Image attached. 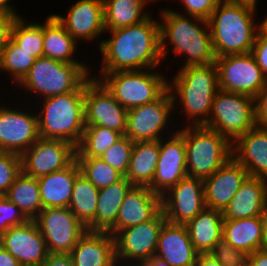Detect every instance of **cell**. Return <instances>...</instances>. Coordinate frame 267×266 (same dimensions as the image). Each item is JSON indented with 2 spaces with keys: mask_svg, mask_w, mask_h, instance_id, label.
<instances>
[{
  "mask_svg": "<svg viewBox=\"0 0 267 266\" xmlns=\"http://www.w3.org/2000/svg\"><path fill=\"white\" fill-rule=\"evenodd\" d=\"M159 22L150 15L138 24L106 30L111 37L103 39L99 48V72L158 68L163 63Z\"/></svg>",
  "mask_w": 267,
  "mask_h": 266,
  "instance_id": "1",
  "label": "cell"
},
{
  "mask_svg": "<svg viewBox=\"0 0 267 266\" xmlns=\"http://www.w3.org/2000/svg\"><path fill=\"white\" fill-rule=\"evenodd\" d=\"M159 17L163 60L173 51L178 56H185L183 67L209 65L215 62L207 20L183 15L171 8H163Z\"/></svg>",
  "mask_w": 267,
  "mask_h": 266,
  "instance_id": "2",
  "label": "cell"
},
{
  "mask_svg": "<svg viewBox=\"0 0 267 266\" xmlns=\"http://www.w3.org/2000/svg\"><path fill=\"white\" fill-rule=\"evenodd\" d=\"M179 69L171 77L172 80H168L173 107L184 112L188 121L185 126H204L208 121L214 96L219 91L216 64L180 66Z\"/></svg>",
  "mask_w": 267,
  "mask_h": 266,
  "instance_id": "3",
  "label": "cell"
},
{
  "mask_svg": "<svg viewBox=\"0 0 267 266\" xmlns=\"http://www.w3.org/2000/svg\"><path fill=\"white\" fill-rule=\"evenodd\" d=\"M257 6L246 2L222 1L208 23L215 57L252 51L259 30Z\"/></svg>",
  "mask_w": 267,
  "mask_h": 266,
  "instance_id": "4",
  "label": "cell"
},
{
  "mask_svg": "<svg viewBox=\"0 0 267 266\" xmlns=\"http://www.w3.org/2000/svg\"><path fill=\"white\" fill-rule=\"evenodd\" d=\"M84 94L85 82L76 91L40 99L42 108L36 111L39 136L77 147L85 129Z\"/></svg>",
  "mask_w": 267,
  "mask_h": 266,
  "instance_id": "5",
  "label": "cell"
},
{
  "mask_svg": "<svg viewBox=\"0 0 267 266\" xmlns=\"http://www.w3.org/2000/svg\"><path fill=\"white\" fill-rule=\"evenodd\" d=\"M85 63H64L49 57H39L17 84L23 91L44 99L76 91L90 76L92 68ZM40 96V97H39Z\"/></svg>",
  "mask_w": 267,
  "mask_h": 266,
  "instance_id": "6",
  "label": "cell"
},
{
  "mask_svg": "<svg viewBox=\"0 0 267 266\" xmlns=\"http://www.w3.org/2000/svg\"><path fill=\"white\" fill-rule=\"evenodd\" d=\"M188 177L206 179L233 156L232 142L204 126H182Z\"/></svg>",
  "mask_w": 267,
  "mask_h": 266,
  "instance_id": "7",
  "label": "cell"
},
{
  "mask_svg": "<svg viewBox=\"0 0 267 266\" xmlns=\"http://www.w3.org/2000/svg\"><path fill=\"white\" fill-rule=\"evenodd\" d=\"M155 69L157 68L99 72L97 76L93 71L91 75L98 79L126 110H129L156 101L168 90V76Z\"/></svg>",
  "mask_w": 267,
  "mask_h": 266,
  "instance_id": "8",
  "label": "cell"
},
{
  "mask_svg": "<svg viewBox=\"0 0 267 266\" xmlns=\"http://www.w3.org/2000/svg\"><path fill=\"white\" fill-rule=\"evenodd\" d=\"M257 126L255 98L240 93L219 90L212 103L204 127L217 131L232 143Z\"/></svg>",
  "mask_w": 267,
  "mask_h": 266,
  "instance_id": "9",
  "label": "cell"
},
{
  "mask_svg": "<svg viewBox=\"0 0 267 266\" xmlns=\"http://www.w3.org/2000/svg\"><path fill=\"white\" fill-rule=\"evenodd\" d=\"M173 110V99L169 90L152 103L127 110V130L125 136L133 142H137L157 141L166 137V135L174 134L177 128L172 127L170 123L172 120L170 116L176 114L174 113L175 110ZM168 128L171 129L170 132Z\"/></svg>",
  "mask_w": 267,
  "mask_h": 266,
  "instance_id": "10",
  "label": "cell"
},
{
  "mask_svg": "<svg viewBox=\"0 0 267 266\" xmlns=\"http://www.w3.org/2000/svg\"><path fill=\"white\" fill-rule=\"evenodd\" d=\"M219 90L255 98L265 87L267 78L251 52L216 57Z\"/></svg>",
  "mask_w": 267,
  "mask_h": 266,
  "instance_id": "11",
  "label": "cell"
},
{
  "mask_svg": "<svg viewBox=\"0 0 267 266\" xmlns=\"http://www.w3.org/2000/svg\"><path fill=\"white\" fill-rule=\"evenodd\" d=\"M166 222L161 210L152 220L120 230L115 236V258L142 266L156 254L160 231Z\"/></svg>",
  "mask_w": 267,
  "mask_h": 266,
  "instance_id": "12",
  "label": "cell"
},
{
  "mask_svg": "<svg viewBox=\"0 0 267 266\" xmlns=\"http://www.w3.org/2000/svg\"><path fill=\"white\" fill-rule=\"evenodd\" d=\"M33 220L43 235L48 253L69 254L88 231L68 207L43 208Z\"/></svg>",
  "mask_w": 267,
  "mask_h": 266,
  "instance_id": "13",
  "label": "cell"
},
{
  "mask_svg": "<svg viewBox=\"0 0 267 266\" xmlns=\"http://www.w3.org/2000/svg\"><path fill=\"white\" fill-rule=\"evenodd\" d=\"M85 126H102L125 135L127 110L91 75L85 81Z\"/></svg>",
  "mask_w": 267,
  "mask_h": 266,
  "instance_id": "14",
  "label": "cell"
},
{
  "mask_svg": "<svg viewBox=\"0 0 267 266\" xmlns=\"http://www.w3.org/2000/svg\"><path fill=\"white\" fill-rule=\"evenodd\" d=\"M14 108L0 103V152L21 156L40 138L38 116L31 108Z\"/></svg>",
  "mask_w": 267,
  "mask_h": 266,
  "instance_id": "15",
  "label": "cell"
},
{
  "mask_svg": "<svg viewBox=\"0 0 267 266\" xmlns=\"http://www.w3.org/2000/svg\"><path fill=\"white\" fill-rule=\"evenodd\" d=\"M76 155V147L59 139L39 138L21 155L22 173L39 178L69 166Z\"/></svg>",
  "mask_w": 267,
  "mask_h": 266,
  "instance_id": "16",
  "label": "cell"
},
{
  "mask_svg": "<svg viewBox=\"0 0 267 266\" xmlns=\"http://www.w3.org/2000/svg\"><path fill=\"white\" fill-rule=\"evenodd\" d=\"M203 179L186 177L161 196V209L166 221L186 224L204 208Z\"/></svg>",
  "mask_w": 267,
  "mask_h": 266,
  "instance_id": "17",
  "label": "cell"
},
{
  "mask_svg": "<svg viewBox=\"0 0 267 266\" xmlns=\"http://www.w3.org/2000/svg\"><path fill=\"white\" fill-rule=\"evenodd\" d=\"M187 176L185 141L176 130L174 134L159 140V159L156 172L148 187L155 194L162 196Z\"/></svg>",
  "mask_w": 267,
  "mask_h": 266,
  "instance_id": "18",
  "label": "cell"
},
{
  "mask_svg": "<svg viewBox=\"0 0 267 266\" xmlns=\"http://www.w3.org/2000/svg\"><path fill=\"white\" fill-rule=\"evenodd\" d=\"M52 14L77 42L84 40L88 43L97 39L100 48L103 38L99 37L106 32L103 0H78L71 5L67 16Z\"/></svg>",
  "mask_w": 267,
  "mask_h": 266,
  "instance_id": "19",
  "label": "cell"
},
{
  "mask_svg": "<svg viewBox=\"0 0 267 266\" xmlns=\"http://www.w3.org/2000/svg\"><path fill=\"white\" fill-rule=\"evenodd\" d=\"M0 245L21 266H41L49 254L43 235L34 220L9 228L0 237Z\"/></svg>",
  "mask_w": 267,
  "mask_h": 266,
  "instance_id": "20",
  "label": "cell"
},
{
  "mask_svg": "<svg viewBox=\"0 0 267 266\" xmlns=\"http://www.w3.org/2000/svg\"><path fill=\"white\" fill-rule=\"evenodd\" d=\"M248 176L247 170L232 156L203 180L206 207L223 211Z\"/></svg>",
  "mask_w": 267,
  "mask_h": 266,
  "instance_id": "21",
  "label": "cell"
},
{
  "mask_svg": "<svg viewBox=\"0 0 267 266\" xmlns=\"http://www.w3.org/2000/svg\"><path fill=\"white\" fill-rule=\"evenodd\" d=\"M161 210V196L148 186H133L121 204L115 225L108 232L114 237L120 230L152 220Z\"/></svg>",
  "mask_w": 267,
  "mask_h": 266,
  "instance_id": "22",
  "label": "cell"
},
{
  "mask_svg": "<svg viewBox=\"0 0 267 266\" xmlns=\"http://www.w3.org/2000/svg\"><path fill=\"white\" fill-rule=\"evenodd\" d=\"M198 254L185 224L164 223L157 242L156 257L170 266H194Z\"/></svg>",
  "mask_w": 267,
  "mask_h": 266,
  "instance_id": "23",
  "label": "cell"
},
{
  "mask_svg": "<svg viewBox=\"0 0 267 266\" xmlns=\"http://www.w3.org/2000/svg\"><path fill=\"white\" fill-rule=\"evenodd\" d=\"M267 207V179L248 176L222 211L224 220L262 216Z\"/></svg>",
  "mask_w": 267,
  "mask_h": 266,
  "instance_id": "24",
  "label": "cell"
},
{
  "mask_svg": "<svg viewBox=\"0 0 267 266\" xmlns=\"http://www.w3.org/2000/svg\"><path fill=\"white\" fill-rule=\"evenodd\" d=\"M233 157L251 177L267 179V128L255 126L233 143Z\"/></svg>",
  "mask_w": 267,
  "mask_h": 266,
  "instance_id": "25",
  "label": "cell"
},
{
  "mask_svg": "<svg viewBox=\"0 0 267 266\" xmlns=\"http://www.w3.org/2000/svg\"><path fill=\"white\" fill-rule=\"evenodd\" d=\"M69 255L73 266H111L116 262L114 237L109 232L87 231Z\"/></svg>",
  "mask_w": 267,
  "mask_h": 266,
  "instance_id": "26",
  "label": "cell"
},
{
  "mask_svg": "<svg viewBox=\"0 0 267 266\" xmlns=\"http://www.w3.org/2000/svg\"><path fill=\"white\" fill-rule=\"evenodd\" d=\"M81 174L74 160L65 169L37 178L43 208L68 207L76 178Z\"/></svg>",
  "mask_w": 267,
  "mask_h": 266,
  "instance_id": "27",
  "label": "cell"
},
{
  "mask_svg": "<svg viewBox=\"0 0 267 266\" xmlns=\"http://www.w3.org/2000/svg\"><path fill=\"white\" fill-rule=\"evenodd\" d=\"M222 211L205 207L185 226L192 244L199 254L209 253L223 234Z\"/></svg>",
  "mask_w": 267,
  "mask_h": 266,
  "instance_id": "28",
  "label": "cell"
},
{
  "mask_svg": "<svg viewBox=\"0 0 267 266\" xmlns=\"http://www.w3.org/2000/svg\"><path fill=\"white\" fill-rule=\"evenodd\" d=\"M43 56L64 63H84L74 56L78 42L53 14L44 21Z\"/></svg>",
  "mask_w": 267,
  "mask_h": 266,
  "instance_id": "29",
  "label": "cell"
},
{
  "mask_svg": "<svg viewBox=\"0 0 267 266\" xmlns=\"http://www.w3.org/2000/svg\"><path fill=\"white\" fill-rule=\"evenodd\" d=\"M222 237L231 246L246 255L262 249L263 224L261 216L223 220Z\"/></svg>",
  "mask_w": 267,
  "mask_h": 266,
  "instance_id": "30",
  "label": "cell"
},
{
  "mask_svg": "<svg viewBox=\"0 0 267 266\" xmlns=\"http://www.w3.org/2000/svg\"><path fill=\"white\" fill-rule=\"evenodd\" d=\"M158 159L159 140L134 142L125 177L134 186H149L154 178Z\"/></svg>",
  "mask_w": 267,
  "mask_h": 266,
  "instance_id": "31",
  "label": "cell"
},
{
  "mask_svg": "<svg viewBox=\"0 0 267 266\" xmlns=\"http://www.w3.org/2000/svg\"><path fill=\"white\" fill-rule=\"evenodd\" d=\"M133 186L126 177H123L118 182L99 190L95 231L108 232L115 225L121 204Z\"/></svg>",
  "mask_w": 267,
  "mask_h": 266,
  "instance_id": "32",
  "label": "cell"
},
{
  "mask_svg": "<svg viewBox=\"0 0 267 266\" xmlns=\"http://www.w3.org/2000/svg\"><path fill=\"white\" fill-rule=\"evenodd\" d=\"M155 0H103L106 30L128 27L146 20L152 13L145 8Z\"/></svg>",
  "mask_w": 267,
  "mask_h": 266,
  "instance_id": "33",
  "label": "cell"
},
{
  "mask_svg": "<svg viewBox=\"0 0 267 266\" xmlns=\"http://www.w3.org/2000/svg\"><path fill=\"white\" fill-rule=\"evenodd\" d=\"M98 193L99 189L82 174L76 178L68 208L88 231H95Z\"/></svg>",
  "mask_w": 267,
  "mask_h": 266,
  "instance_id": "34",
  "label": "cell"
},
{
  "mask_svg": "<svg viewBox=\"0 0 267 266\" xmlns=\"http://www.w3.org/2000/svg\"><path fill=\"white\" fill-rule=\"evenodd\" d=\"M5 197L29 220H33L43 209L37 178L26 176L22 172L10 186Z\"/></svg>",
  "mask_w": 267,
  "mask_h": 266,
  "instance_id": "35",
  "label": "cell"
},
{
  "mask_svg": "<svg viewBox=\"0 0 267 266\" xmlns=\"http://www.w3.org/2000/svg\"><path fill=\"white\" fill-rule=\"evenodd\" d=\"M123 135L102 126H85L82 139L76 147L75 157H97L117 142Z\"/></svg>",
  "mask_w": 267,
  "mask_h": 266,
  "instance_id": "36",
  "label": "cell"
},
{
  "mask_svg": "<svg viewBox=\"0 0 267 266\" xmlns=\"http://www.w3.org/2000/svg\"><path fill=\"white\" fill-rule=\"evenodd\" d=\"M20 16L16 17L10 32V38L34 58L43 56L44 23L31 22Z\"/></svg>",
  "mask_w": 267,
  "mask_h": 266,
  "instance_id": "37",
  "label": "cell"
},
{
  "mask_svg": "<svg viewBox=\"0 0 267 266\" xmlns=\"http://www.w3.org/2000/svg\"><path fill=\"white\" fill-rule=\"evenodd\" d=\"M34 58L30 52L21 49L11 38L0 54V70L9 73L10 78L17 85L28 73L34 64Z\"/></svg>",
  "mask_w": 267,
  "mask_h": 266,
  "instance_id": "38",
  "label": "cell"
},
{
  "mask_svg": "<svg viewBox=\"0 0 267 266\" xmlns=\"http://www.w3.org/2000/svg\"><path fill=\"white\" fill-rule=\"evenodd\" d=\"M81 174L96 188L103 189L118 182L124 176L97 157H75Z\"/></svg>",
  "mask_w": 267,
  "mask_h": 266,
  "instance_id": "39",
  "label": "cell"
},
{
  "mask_svg": "<svg viewBox=\"0 0 267 266\" xmlns=\"http://www.w3.org/2000/svg\"><path fill=\"white\" fill-rule=\"evenodd\" d=\"M133 146L134 142L123 135L103 153L100 159L125 177L129 168Z\"/></svg>",
  "mask_w": 267,
  "mask_h": 266,
  "instance_id": "40",
  "label": "cell"
},
{
  "mask_svg": "<svg viewBox=\"0 0 267 266\" xmlns=\"http://www.w3.org/2000/svg\"><path fill=\"white\" fill-rule=\"evenodd\" d=\"M21 172L20 155L0 152V196H5L8 189Z\"/></svg>",
  "mask_w": 267,
  "mask_h": 266,
  "instance_id": "41",
  "label": "cell"
},
{
  "mask_svg": "<svg viewBox=\"0 0 267 266\" xmlns=\"http://www.w3.org/2000/svg\"><path fill=\"white\" fill-rule=\"evenodd\" d=\"M29 219L7 197L0 196V237L11 227L26 223Z\"/></svg>",
  "mask_w": 267,
  "mask_h": 266,
  "instance_id": "42",
  "label": "cell"
},
{
  "mask_svg": "<svg viewBox=\"0 0 267 266\" xmlns=\"http://www.w3.org/2000/svg\"><path fill=\"white\" fill-rule=\"evenodd\" d=\"M209 254L223 266L236 265L247 258L246 254L235 249L223 237L218 240Z\"/></svg>",
  "mask_w": 267,
  "mask_h": 266,
  "instance_id": "43",
  "label": "cell"
},
{
  "mask_svg": "<svg viewBox=\"0 0 267 266\" xmlns=\"http://www.w3.org/2000/svg\"><path fill=\"white\" fill-rule=\"evenodd\" d=\"M176 1V0H169ZM223 0H179L184 7V11L187 13H180L192 17H198L201 19L209 20L212 12Z\"/></svg>",
  "mask_w": 267,
  "mask_h": 266,
  "instance_id": "44",
  "label": "cell"
},
{
  "mask_svg": "<svg viewBox=\"0 0 267 266\" xmlns=\"http://www.w3.org/2000/svg\"><path fill=\"white\" fill-rule=\"evenodd\" d=\"M251 53L257 65L261 68L262 73L267 78V36L260 30H258Z\"/></svg>",
  "mask_w": 267,
  "mask_h": 266,
  "instance_id": "45",
  "label": "cell"
},
{
  "mask_svg": "<svg viewBox=\"0 0 267 266\" xmlns=\"http://www.w3.org/2000/svg\"><path fill=\"white\" fill-rule=\"evenodd\" d=\"M255 110L257 126L267 128V82L255 97Z\"/></svg>",
  "mask_w": 267,
  "mask_h": 266,
  "instance_id": "46",
  "label": "cell"
},
{
  "mask_svg": "<svg viewBox=\"0 0 267 266\" xmlns=\"http://www.w3.org/2000/svg\"><path fill=\"white\" fill-rule=\"evenodd\" d=\"M16 16L0 11V53L10 39L12 24Z\"/></svg>",
  "mask_w": 267,
  "mask_h": 266,
  "instance_id": "47",
  "label": "cell"
},
{
  "mask_svg": "<svg viewBox=\"0 0 267 266\" xmlns=\"http://www.w3.org/2000/svg\"><path fill=\"white\" fill-rule=\"evenodd\" d=\"M41 266H73L69 254L49 253Z\"/></svg>",
  "mask_w": 267,
  "mask_h": 266,
  "instance_id": "48",
  "label": "cell"
},
{
  "mask_svg": "<svg viewBox=\"0 0 267 266\" xmlns=\"http://www.w3.org/2000/svg\"><path fill=\"white\" fill-rule=\"evenodd\" d=\"M251 266H267V250L258 249L247 255Z\"/></svg>",
  "mask_w": 267,
  "mask_h": 266,
  "instance_id": "49",
  "label": "cell"
},
{
  "mask_svg": "<svg viewBox=\"0 0 267 266\" xmlns=\"http://www.w3.org/2000/svg\"><path fill=\"white\" fill-rule=\"evenodd\" d=\"M194 266H223L219 261L213 258L209 253L198 254Z\"/></svg>",
  "mask_w": 267,
  "mask_h": 266,
  "instance_id": "50",
  "label": "cell"
},
{
  "mask_svg": "<svg viewBox=\"0 0 267 266\" xmlns=\"http://www.w3.org/2000/svg\"><path fill=\"white\" fill-rule=\"evenodd\" d=\"M0 266H21L19 261L0 245Z\"/></svg>",
  "mask_w": 267,
  "mask_h": 266,
  "instance_id": "51",
  "label": "cell"
},
{
  "mask_svg": "<svg viewBox=\"0 0 267 266\" xmlns=\"http://www.w3.org/2000/svg\"><path fill=\"white\" fill-rule=\"evenodd\" d=\"M11 0H0V11L10 13L16 17H20L18 14L17 9L15 10V7L11 5Z\"/></svg>",
  "mask_w": 267,
  "mask_h": 266,
  "instance_id": "52",
  "label": "cell"
},
{
  "mask_svg": "<svg viewBox=\"0 0 267 266\" xmlns=\"http://www.w3.org/2000/svg\"><path fill=\"white\" fill-rule=\"evenodd\" d=\"M261 219L263 224L262 249L267 250V207L263 212Z\"/></svg>",
  "mask_w": 267,
  "mask_h": 266,
  "instance_id": "53",
  "label": "cell"
},
{
  "mask_svg": "<svg viewBox=\"0 0 267 266\" xmlns=\"http://www.w3.org/2000/svg\"><path fill=\"white\" fill-rule=\"evenodd\" d=\"M142 266H170L166 261L159 259L156 256H152Z\"/></svg>",
  "mask_w": 267,
  "mask_h": 266,
  "instance_id": "54",
  "label": "cell"
},
{
  "mask_svg": "<svg viewBox=\"0 0 267 266\" xmlns=\"http://www.w3.org/2000/svg\"><path fill=\"white\" fill-rule=\"evenodd\" d=\"M259 30L267 36V15L264 16V19L262 20L261 24H259Z\"/></svg>",
  "mask_w": 267,
  "mask_h": 266,
  "instance_id": "55",
  "label": "cell"
},
{
  "mask_svg": "<svg viewBox=\"0 0 267 266\" xmlns=\"http://www.w3.org/2000/svg\"><path fill=\"white\" fill-rule=\"evenodd\" d=\"M223 1H226V2H246V3H250L252 5H255V6H258V1L259 0H223Z\"/></svg>",
  "mask_w": 267,
  "mask_h": 266,
  "instance_id": "56",
  "label": "cell"
},
{
  "mask_svg": "<svg viewBox=\"0 0 267 266\" xmlns=\"http://www.w3.org/2000/svg\"><path fill=\"white\" fill-rule=\"evenodd\" d=\"M232 266H251V263L249 262L248 258H246L242 262H240V263H238L236 265H232Z\"/></svg>",
  "mask_w": 267,
  "mask_h": 266,
  "instance_id": "57",
  "label": "cell"
},
{
  "mask_svg": "<svg viewBox=\"0 0 267 266\" xmlns=\"http://www.w3.org/2000/svg\"><path fill=\"white\" fill-rule=\"evenodd\" d=\"M111 266H138V265H135V264H128V263H121V262L116 261V262L113 263Z\"/></svg>",
  "mask_w": 267,
  "mask_h": 266,
  "instance_id": "58",
  "label": "cell"
}]
</instances>
